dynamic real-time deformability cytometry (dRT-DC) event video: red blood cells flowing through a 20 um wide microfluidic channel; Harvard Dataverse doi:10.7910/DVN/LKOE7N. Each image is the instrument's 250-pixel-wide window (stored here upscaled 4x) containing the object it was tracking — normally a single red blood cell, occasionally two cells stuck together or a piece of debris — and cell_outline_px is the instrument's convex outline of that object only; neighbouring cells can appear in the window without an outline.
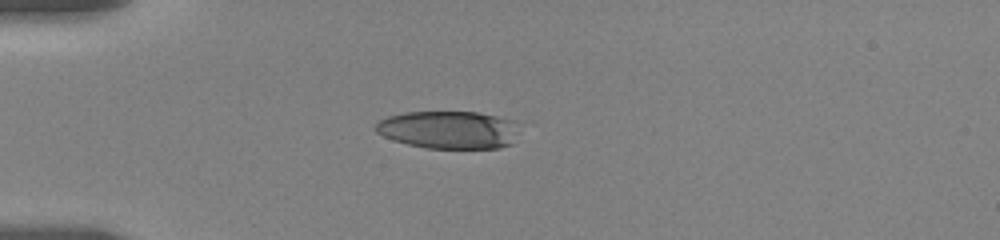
{"species": "human", "species_latin": "Homo sapiens", "temperature_condition": "room temperature", "stored_images_in_passage": 12, "camera_frame_rate_fps": 3000, "um_per_image_px": 0.085, "donor": {"sex": "female"}, "frame": {"image": 1, "passage_image": 1, "time_ms": 0.0, "image_size_px": [1000, 240], "cell_outline_px": [[516, 120], [512, 144], [500, 148], [428, 148], [408, 144], [392, 140], [376, 132], [372, 128], [380, 120], [388, 116], [404, 112], [476, 112]], "centroid_in_image_um": [38.09, 11.03], "position_along_channel_um": 46.9, "area_um2": 31.5}}
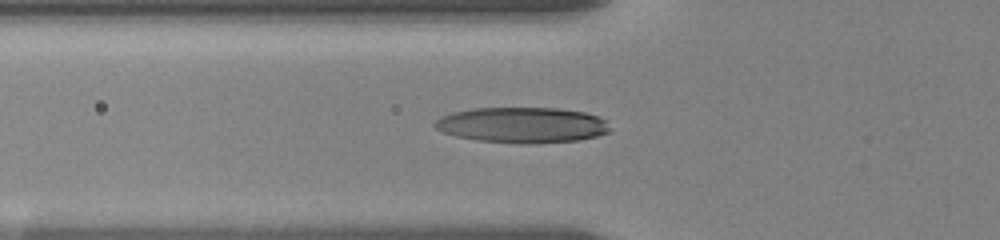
{"frame": {"image": 2, "passage_image": 7, "time_ms": 1.667, "image_size_px": [1000, 240], "cell_outline_px": [[612, 128], [608, 132], [596, 136], [580, 140], [536, 144], [524, 144], [476, 140], [456, 136], [444, 132], [436, 128], [432, 124], [440, 116], [452, 112], [476, 108], [556, 108], [584, 112], [596, 116], [604, 120]], "centroid_in_image_um": [44.38, 10.63], "position_along_channel_um": 81.4, "area_um2": 36.47}}
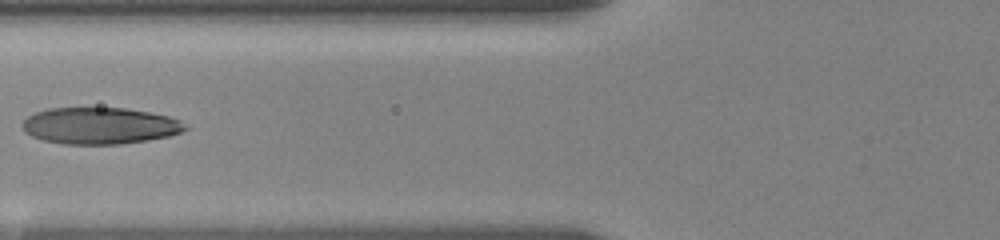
{"frame": {"image": 3, "passage_image": 11, "time_ms": 2.667, "image_size_px": [1000, 240], "cell_outline_px": [[188, 128], [180, 132], [168, 136], [148, 140], [120, 144], [64, 144], [40, 140], [24, 132], [20, 124], [28, 116], [36, 112], [48, 108], [124, 108], [148, 112], [168, 116], [180, 120]], "centroid_in_image_um": [8.43, 10.69], "position_along_channel_um": 117.4, "area_um2": 34.8}}